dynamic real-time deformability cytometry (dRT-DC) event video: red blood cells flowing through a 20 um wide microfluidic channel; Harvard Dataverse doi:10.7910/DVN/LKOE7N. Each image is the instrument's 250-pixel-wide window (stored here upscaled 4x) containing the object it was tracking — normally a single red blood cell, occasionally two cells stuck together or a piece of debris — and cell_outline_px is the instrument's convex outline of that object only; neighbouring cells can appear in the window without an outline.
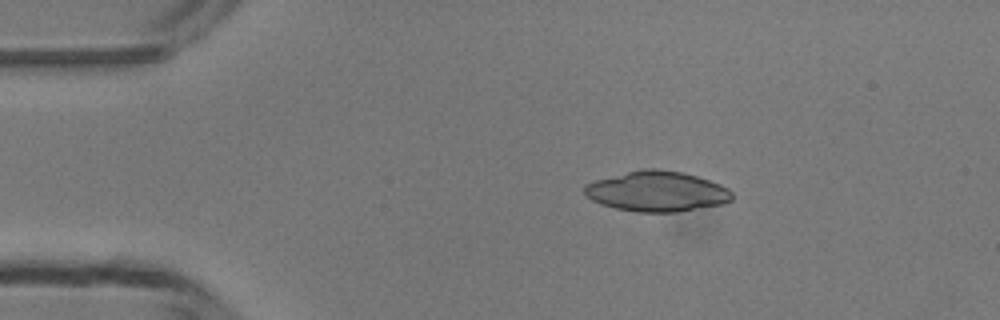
{"species": "common noctule bat (a hibernating species)", "species_latin": "Nyctalus noctula", "temperature_condition": "room temperature", "stored_images_in_passage": 40, "camera_frame_rate_fps": 3000, "um_per_image_px": 0.085, "animal": {"sex": "male", "body_mass_g": 13.3}, "frame": {"image": 1, "passage_image": 1, "time_ms": 0.0, "image_size_px": [1000, 320], "cell_outline_px": [[732, 200], [724, 204], [676, 212], [636, 212], [616, 208], [600, 204], [592, 200], [584, 192], [584, 184], [592, 180], [644, 168], [656, 168], [684, 172], [720, 184], [728, 188], [732, 192]], "centroid_in_image_um": [55.83, 16.26], "position_along_channel_um": 29.2, "area_um2": 34.85}}